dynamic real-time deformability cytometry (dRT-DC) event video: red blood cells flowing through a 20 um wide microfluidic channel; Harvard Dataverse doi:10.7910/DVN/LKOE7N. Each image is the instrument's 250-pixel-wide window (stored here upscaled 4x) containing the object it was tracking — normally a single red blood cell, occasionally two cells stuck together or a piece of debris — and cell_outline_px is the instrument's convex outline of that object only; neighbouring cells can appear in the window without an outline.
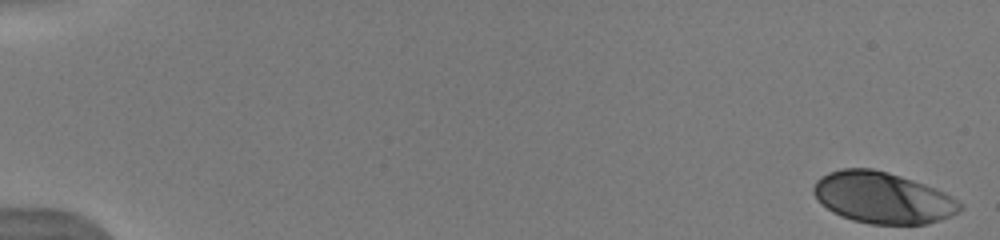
{"species": "human", "species_latin": "Homo sapiens", "temperature_condition": "warm", "stored_images_in_passage": 52, "camera_frame_rate_fps": 3000, "um_per_image_px": 0.085, "donor": {"sex": "male"}, "frame": {"image": 1, "passage_image": 1, "time_ms": 0.0, "image_size_px": [1000, 240], "cell_outline_px": [[964, 208], [960, 212], [952, 216], [928, 224], [872, 224], [852, 220], [840, 216], [832, 212], [816, 200], [812, 192], [812, 188], [816, 180], [820, 176], [828, 172], [840, 168], [872, 168], [888, 172], [936, 188], [952, 196], [964, 204]], "centroid_in_image_um": [75.02, 16.81], "position_along_channel_um": 10.0, "area_um2": 44.33}}
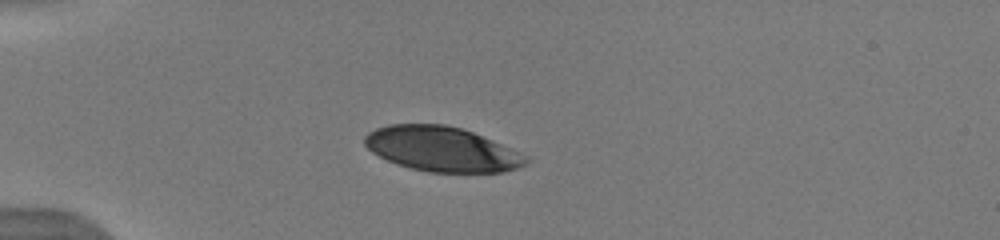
{"frame": {"image": 2, "passage_image": 15, "time_ms": 4.667, "image_size_px": [1000, 240], "cell_outline_px": [[528, 164], [504, 172], [428, 172], [396, 164], [372, 152], [364, 144], [364, 136], [368, 132], [376, 128], [388, 124], [444, 124], [460, 128], [472, 132], [492, 140], [528, 156]], "centroid_in_image_um": [37.54, 12.67], "position_along_channel_um": 47.5, "area_um2": 41.91}}
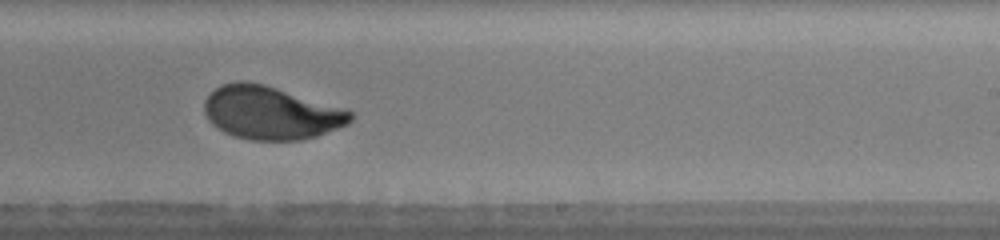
{"frame": {"image": 3, "passage_image": 34, "time_ms": 11.0, "image_size_px": [1000, 240], "cell_outline_px": [[352, 120], [348, 124], [316, 136], [300, 140], [248, 140], [232, 136], [224, 132], [212, 124], [208, 120], [204, 112], [204, 100], [208, 92], [220, 84], [236, 80], [248, 80], [264, 84], [348, 108], [352, 112]], "centroid_in_image_um": [23.0, 9.56], "position_along_channel_um": 266.0, "area_um2": 46.07}, "authors_computed_cell_mechanics": {"area_um2": 45.3441, "velocity_mm_per_s": 3.9324, "shape_relaxation_time_tau1_ms": 3.3687, "shape_relaxation_time_tau2_ms": null, "deformation_change_tau1": 0.164, "deformation_change_tau2": null}}